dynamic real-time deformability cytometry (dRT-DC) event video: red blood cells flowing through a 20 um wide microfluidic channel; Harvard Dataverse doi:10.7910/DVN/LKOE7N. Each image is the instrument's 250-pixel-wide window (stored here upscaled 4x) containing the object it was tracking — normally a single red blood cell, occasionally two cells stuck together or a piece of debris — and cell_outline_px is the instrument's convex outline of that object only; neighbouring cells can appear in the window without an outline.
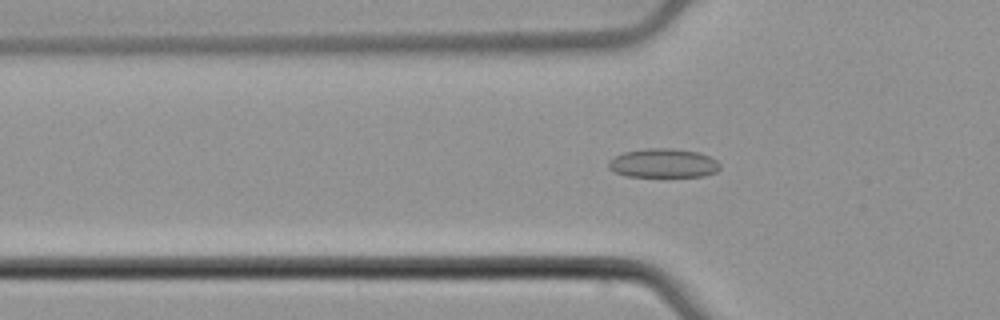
{"species": "common noctule bat (a hibernating species)", "species_latin": "Nyctalus noctula", "temperature_condition": "cold", "stored_images_in_passage": 55, "camera_frame_rate_fps": 3000, "um_per_image_px": 0.085, "animal": {"sex": "male", "body_mass_g": 21.5, "forearm_length_mm": 52.0}, "frame": {"image": 1, "passage_image": 19, "time_ms": 6.0, "image_size_px": [1000, 320], "cell_outline_px": [[720, 168], [716, 172], [704, 176], [624, 176], [608, 168], [608, 160], [624, 152], [648, 148], [672, 148], [696, 152], [708, 156], [716, 160], [720, 164]], "centroid_in_image_um": [56.37, 13.87], "position_along_channel_um": 69.4, "area_um2": 18.73}}
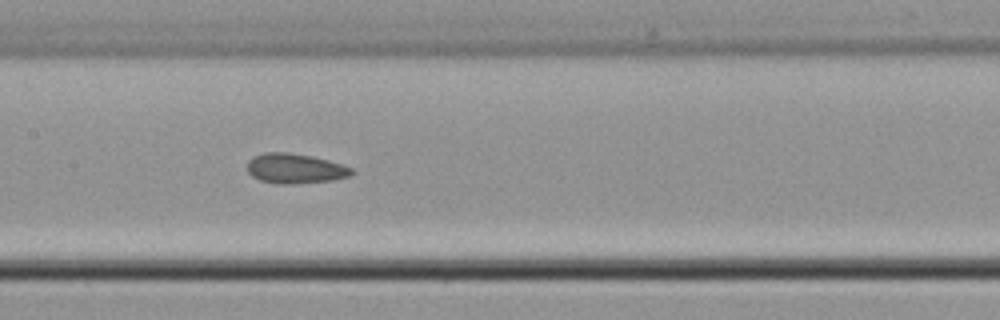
{"frame": {"image": 2, "passage_image": 28, "time_ms": 9.0, "image_size_px": [1000, 320], "cell_outline_px": [[352, 172], [348, 176], [332, 180], [288, 184], [280, 184], [260, 180], [252, 176], [248, 172], [248, 160], [252, 156], [264, 152], [288, 152], [312, 156], [328, 160], [352, 168]], "centroid_in_image_um": [25.03, 14.31], "position_along_channel_um": 182.4, "area_um2": 18.03}}
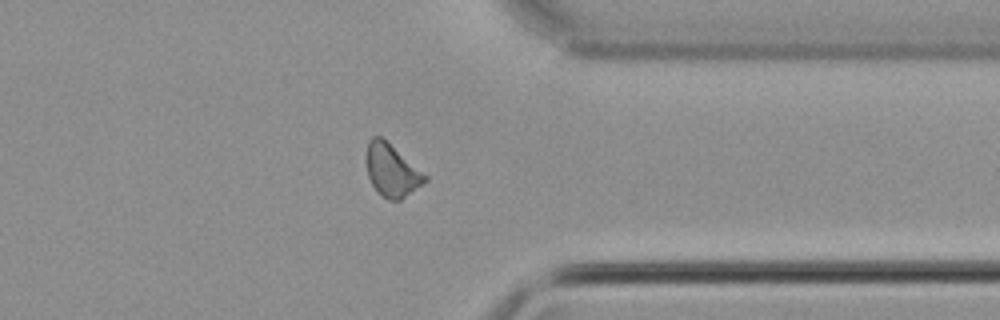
{"frame": {"image": 3, "passage_image": 44, "time_ms": 14.333, "image_size_px": [1000, 320], "cell_outline_px": [[428, 180], [400, 200], [388, 200], [380, 196], [372, 184], [368, 176], [364, 156], [368, 140], [372, 136], [380, 136], [428, 176]], "centroid_in_image_um": [33.25, 14.48], "position_along_channel_um": 378.1, "area_um2": 17.98}, "authors_computed_cell_mechanics": {"area_um2": 18.0336, "velocity_mm_per_s": 3.7892, "shape_relaxation_time_tau1_ms": null, "shape_relaxation_time_tau2_ms": 1.464, "deformation_change_tau1": null, "deformation_change_tau2": 0.0772}}